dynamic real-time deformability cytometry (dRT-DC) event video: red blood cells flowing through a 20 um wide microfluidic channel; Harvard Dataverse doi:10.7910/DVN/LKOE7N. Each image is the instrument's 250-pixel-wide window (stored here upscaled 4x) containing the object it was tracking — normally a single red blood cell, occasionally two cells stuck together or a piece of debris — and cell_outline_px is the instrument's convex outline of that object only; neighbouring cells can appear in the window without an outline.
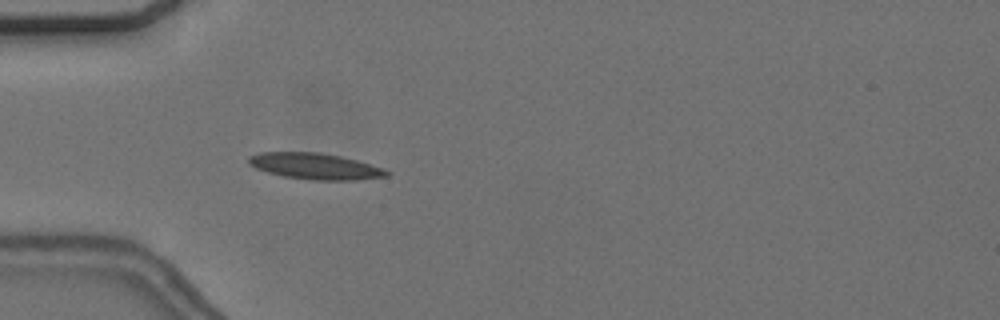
{"species": "common noctule bat (a hibernating species)", "species_latin": "Nyctalus noctula", "temperature_condition": "cold", "stored_images_in_passage": 56, "camera_frame_rate_fps": 3000, "um_per_image_px": 0.085, "animal": {"sex": "female", "body_mass_g": 24.6, "forearm_length_mm": 56.2}, "frame": {"image": 1, "passage_image": 17, "time_ms": 5.333, "image_size_px": [1000, 320], "cell_outline_px": [[392, 172], [388, 176], [356, 180], [312, 180], [284, 176], [268, 172], [256, 168], [248, 164], [248, 156], [260, 152], [320, 152], [340, 156], [356, 160], [384, 168]], "centroid_in_image_um": [26.8, 14.12], "position_along_channel_um": 58.2, "area_um2": 21.1}}
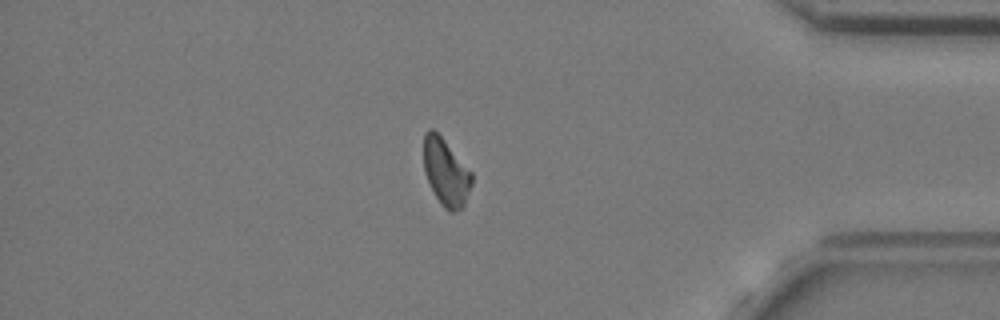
{"frame": {"image": 2, "passage_image": 48, "time_ms": 15.667, "image_size_px": [1000, 320], "cell_outline_px": [[472, 184], [464, 204], [456, 212], [448, 212], [440, 204], [424, 172], [424, 132], [428, 128], [432, 128], [444, 140], [472, 172]], "centroid_in_image_um": [37.9, 14.64], "position_along_channel_um": 397.3, "area_um2": 18.61}}
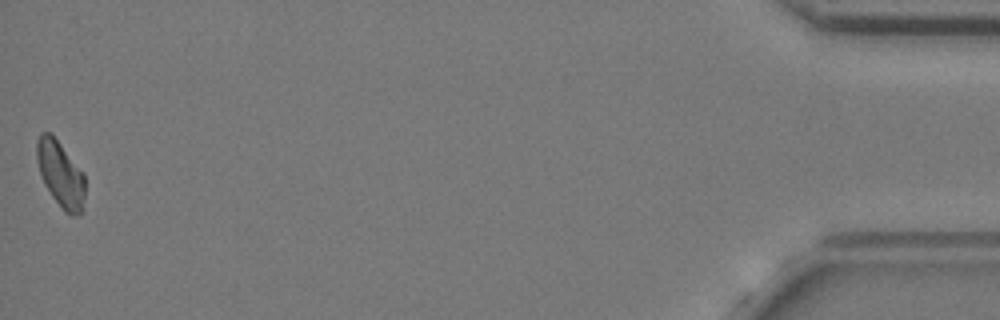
{"frame": {"image": 3, "passage_image": 56, "time_ms": 18.333, "image_size_px": [1000, 320], "cell_outline_px": [[84, 196], [80, 216], [72, 216], [64, 212], [52, 196], [44, 184], [40, 176], [36, 160], [36, 140], [40, 132], [52, 132], [84, 172]], "centroid_in_image_um": [5.12, 14.76], "position_along_channel_um": 430.1, "area_um2": 19.02}, "authors_computed_cell_mechanics": {"area_um2": 19.5364, "velocity_mm_per_s": 3.6372, "shape_relaxation_time_tau1_ms": 7.668, "shape_relaxation_time_tau2_ms": 9.0849, "deformation_change_tau1": 0.1596, "deformation_change_tau2": 0.1674}}